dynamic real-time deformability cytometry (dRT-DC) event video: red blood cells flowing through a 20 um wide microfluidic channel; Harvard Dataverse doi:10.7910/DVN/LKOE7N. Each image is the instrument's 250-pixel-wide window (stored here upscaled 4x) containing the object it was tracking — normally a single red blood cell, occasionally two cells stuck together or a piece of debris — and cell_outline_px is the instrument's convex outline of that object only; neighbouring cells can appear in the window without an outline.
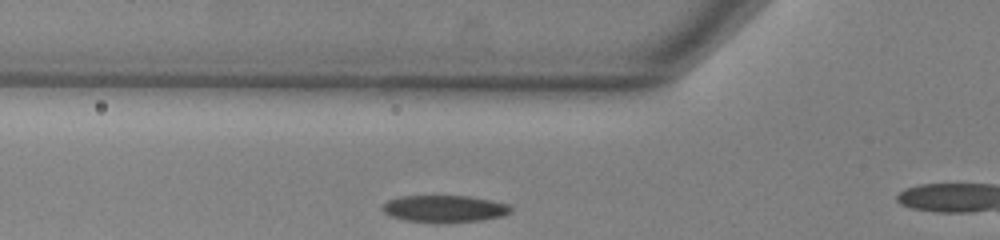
{"species": "common noctule bat (a hibernating species)", "species_latin": "Nyctalus noctula", "temperature_condition": "warm", "stored_images_in_passage": 13, "camera_frame_rate_fps": 3000, "um_per_image_px": 0.085, "animal": {"sex": "male", "body_mass_g": 13.0, "forearm_length_mm": 53.1}, "frame": {"image": 1, "passage_image": 12, "time_ms": 3.667, "image_size_px": [1000, 240], "cell_outline_px": [[512, 212], [504, 216], [480, 220], [440, 224], [436, 224], [404, 220], [388, 216], [380, 208], [388, 200], [400, 196], [468, 196], [492, 200], [508, 204], [512, 208]], "centroid_in_image_um": [37.76, 17.76], "position_along_channel_um": 88.0, "area_um2": 20.69}}